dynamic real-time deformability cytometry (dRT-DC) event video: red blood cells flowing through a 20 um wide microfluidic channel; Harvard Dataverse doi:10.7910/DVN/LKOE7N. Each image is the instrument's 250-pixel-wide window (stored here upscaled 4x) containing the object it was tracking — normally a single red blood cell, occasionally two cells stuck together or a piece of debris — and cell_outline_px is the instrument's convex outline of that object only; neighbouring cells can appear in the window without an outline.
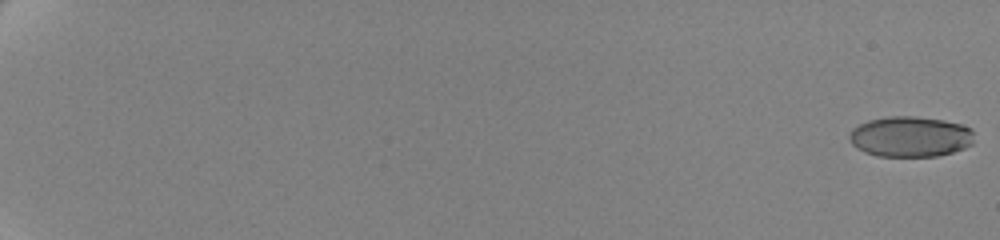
{"species": "human", "species_latin": "Homo sapiens", "temperature_condition": "cold", "stored_images_in_passage": 62, "camera_frame_rate_fps": 3000, "um_per_image_px": 0.085, "donor": {"sex": "female"}, "frame": {"image": 1, "passage_image": 1, "time_ms": 0.0, "image_size_px": [1000, 240], "cell_outline_px": [[972, 144], [964, 148], [952, 152], [936, 156], [876, 156], [864, 152], [856, 148], [852, 144], [848, 136], [852, 128], [868, 120], [888, 116], [916, 116], [944, 120], [960, 124], [972, 128]], "centroid_in_image_um": [77.34, 11.61], "position_along_channel_um": 7.7, "area_um2": 29.59}}
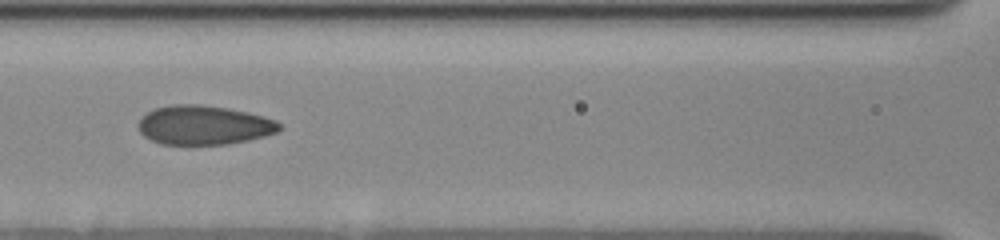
{"frame": {"image": 2, "passage_image": 33, "time_ms": 10.667, "image_size_px": [1000, 240], "cell_outline_px": [[280, 128], [276, 132], [264, 136], [248, 140], [228, 144], [160, 144], [144, 136], [140, 132], [140, 120], [148, 112], [156, 108], [176, 104], [200, 104], [228, 108], [248, 112], [264, 116], [276, 120], [280, 124]], "centroid_in_image_um": [17.36, 10.63], "position_along_channel_um": 149.2, "area_um2": 31.96}}
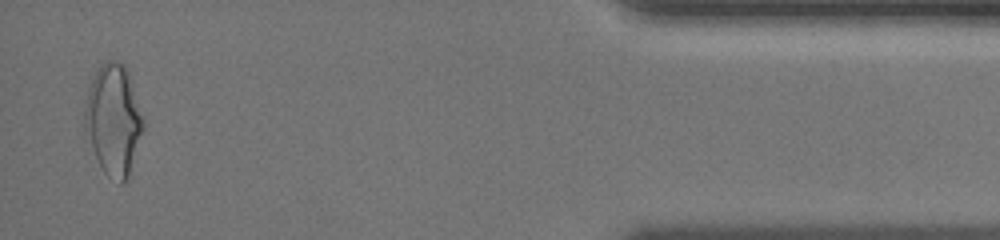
{"frame": {"image": 3, "passage_image": 61, "time_ms": 20.0, "image_size_px": [1000, 240], "cell_outline_px": [[144, 128], [128, 180], [124, 184], [120, 184], [108, 176], [104, 172], [84, 132], [84, 112], [88, 92], [92, 80], [100, 64], [104, 60], [116, 60], [124, 64], [128, 72], [144, 120]], "centroid_in_image_um": [9.65, 10.2], "position_along_channel_um": 425.5, "area_um2": 37.74}, "authors_computed_cell_mechanics": {"area_um2": 31.8478, "velocity_mm_per_s": 3.5105, "shape_relaxation_time_tau1_ms": 5.706, "shape_relaxation_time_tau2_ms": 1.1038, "deformation_change_tau1": 0.1532, "deformation_change_tau2": 0.0705}}